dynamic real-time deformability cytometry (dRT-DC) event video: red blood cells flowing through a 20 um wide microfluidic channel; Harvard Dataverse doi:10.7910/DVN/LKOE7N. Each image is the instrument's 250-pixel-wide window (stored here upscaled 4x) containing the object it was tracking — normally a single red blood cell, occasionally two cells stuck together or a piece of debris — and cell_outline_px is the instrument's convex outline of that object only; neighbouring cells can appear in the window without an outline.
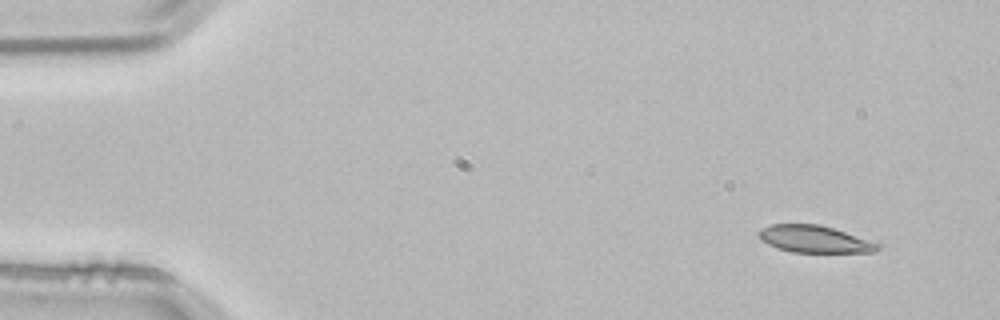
{"species": "common noctule bat (a hibernating species)", "species_latin": "Nyctalus noctula", "temperature_condition": "room temperature", "stored_images_in_passage": 4, "camera_frame_rate_fps": 3000, "um_per_image_px": 0.085, "animal": {"sex": "male", "body_mass_g": 21.5, "forearm_length_mm": 52.0}, "frame": {"image": 1, "passage_image": 1, "time_ms": 0.0, "image_size_px": [1000, 320], "cell_outline_px": [[880, 248], [876, 252], [792, 252], [776, 248], [760, 240], [756, 232], [760, 228], [772, 224], [820, 224], [880, 244]], "centroid_in_image_um": [69.16, 20.32], "position_along_channel_um": 15.8, "area_um2": 18.73}}
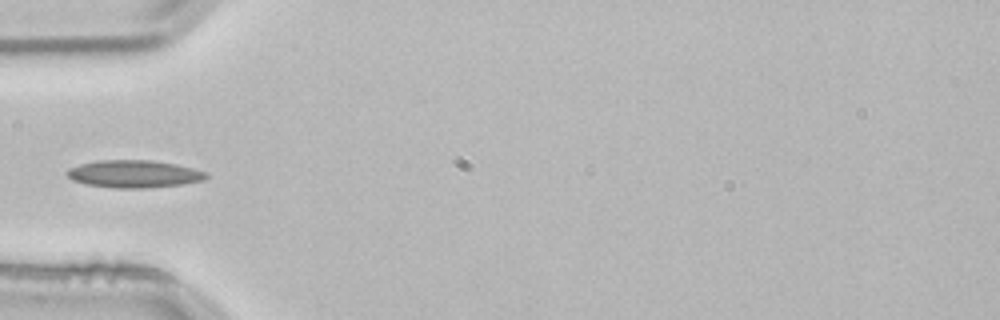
{"frame": {"image": 2, "passage_image": 4, "time_ms": 1.0, "image_size_px": [1000, 320], "cell_outline_px": [[208, 176], [204, 180], [180, 184], [144, 188], [116, 188], [84, 184], [72, 180], [64, 172], [68, 168], [80, 164], [96, 160], [152, 160], [176, 164], [208, 172]], "centroid_in_image_um": [11.35, 14.77], "position_along_channel_um": 73.6, "area_um2": 22.37}}